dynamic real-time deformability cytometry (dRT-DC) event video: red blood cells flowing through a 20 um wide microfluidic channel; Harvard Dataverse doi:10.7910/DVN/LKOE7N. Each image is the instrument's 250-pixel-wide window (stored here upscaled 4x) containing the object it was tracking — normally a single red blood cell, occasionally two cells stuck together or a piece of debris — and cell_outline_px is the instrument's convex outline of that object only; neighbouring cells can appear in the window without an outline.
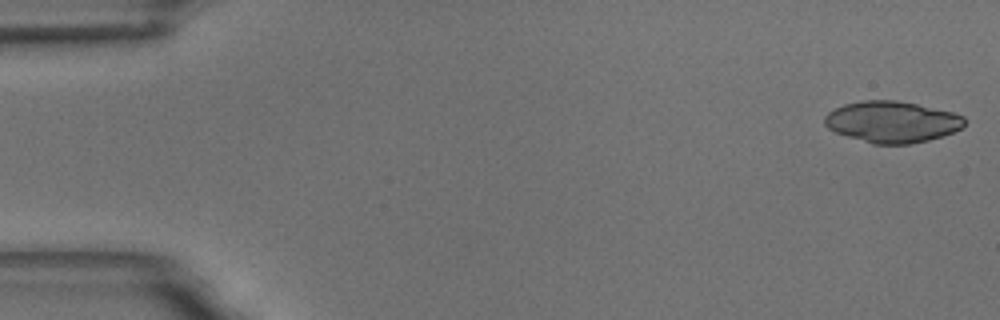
{"species": "common noctule bat (a hibernating species)", "species_latin": "Nyctalus noctula", "temperature_condition": "room temperature", "stored_images_in_passage": 15, "camera_frame_rate_fps": 3000, "um_per_image_px": 0.085, "animal": {"sex": "male", "body_mass_g": 18.8}, "frame": {"image": 1, "passage_image": 1, "time_ms": 0.0, "image_size_px": [1000, 320], "cell_outline_px": [[964, 124], [960, 128], [944, 136], [928, 140], [908, 144], [872, 144], [836, 132], [828, 128], [824, 124], [824, 116], [828, 112], [844, 104], [864, 100], [896, 100], [916, 104], [952, 112], [964, 116]], "centroid_in_image_um": [75.8, 10.36], "position_along_channel_um": 9.2, "area_um2": 33.52}}